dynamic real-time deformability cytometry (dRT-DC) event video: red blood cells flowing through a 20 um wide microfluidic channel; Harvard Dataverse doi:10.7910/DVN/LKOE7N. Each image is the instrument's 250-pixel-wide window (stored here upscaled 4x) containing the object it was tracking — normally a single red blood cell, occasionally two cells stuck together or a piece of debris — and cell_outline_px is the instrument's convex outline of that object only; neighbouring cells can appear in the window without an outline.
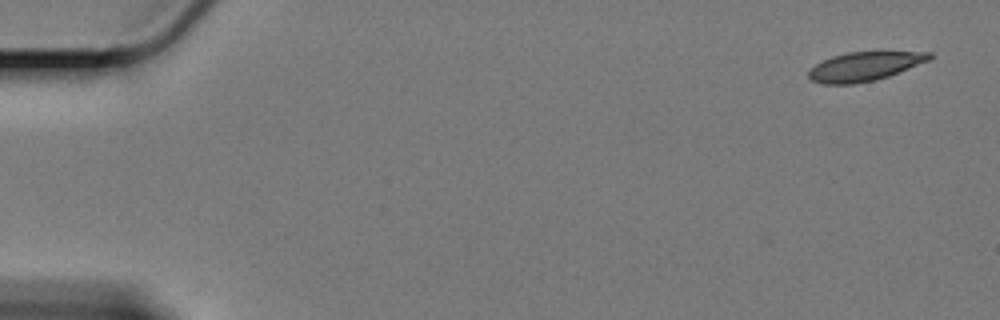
{"species": "Egyptian fruit bat (a non-hibernating species)", "species_latin": "Rousettus aegyptiacus", "temperature_condition": "cold", "stored_images_in_passage": 59, "camera_frame_rate_fps": 3000, "um_per_image_px": 0.085, "animal": {"sex": "female"}, "frame": {"image": 1, "passage_image": 1, "time_ms": 0.0, "image_size_px": [1000, 320], "cell_outline_px": [[932, 56], [928, 60], [888, 76], [876, 80], [852, 84], [820, 84], [812, 80], [808, 76], [808, 72], [816, 64], [832, 56], [848, 52], [932, 52]], "centroid_in_image_um": [73.44, 5.65], "position_along_channel_um": 11.6, "area_um2": 20.06}}
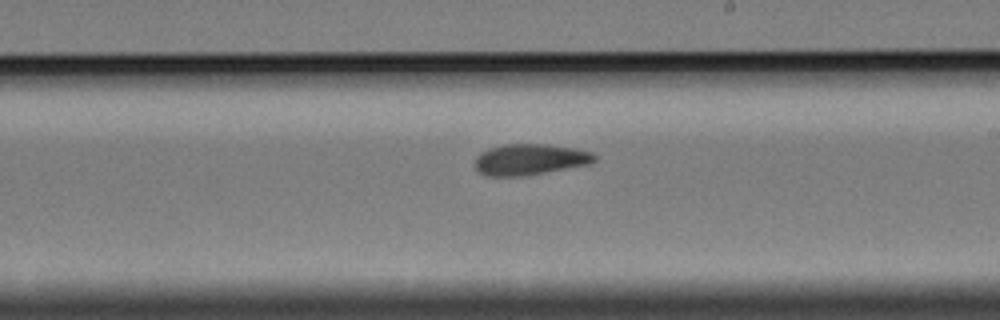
{"frame": {"image": 2, "passage_image": 34, "time_ms": 11.0, "image_size_px": [1000, 320], "cell_outline_px": [[596, 160], [588, 164], [524, 176], [488, 176], [480, 172], [472, 164], [476, 156], [480, 152], [488, 148], [504, 144], [548, 144], [576, 148], [592, 152], [596, 156]], "centroid_in_image_um": [45.0, 13.54], "position_along_channel_um": 244.0, "area_um2": 21.79}}
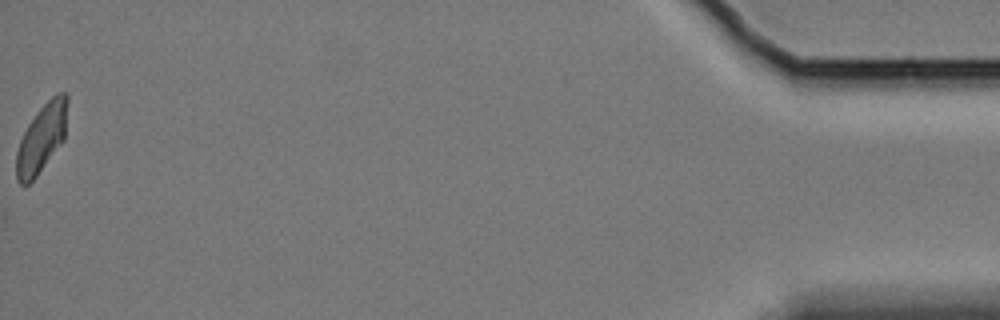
{"frame": {"image": 3, "passage_image": 59, "time_ms": 19.333, "image_size_px": [1000, 320], "cell_outline_px": [[68, 100], [64, 140], [36, 176], [28, 184], [20, 184], [16, 180], [16, 152], [20, 140], [28, 124], [36, 112], [56, 92], [64, 92], [68, 96]], "centroid_in_image_um": [3.54, 11.72], "position_along_channel_um": 431.7, "area_um2": 20.29}, "authors_computed_cell_mechanics": {"area_um2": 21.5016, "velocity_mm_per_s": 3.3345, "shape_relaxation_time_tau1_ms": null, "shape_relaxation_time_tau2_ms": 5.5774, "deformation_change_tau1": null, "deformation_change_tau2": 0.1023}}